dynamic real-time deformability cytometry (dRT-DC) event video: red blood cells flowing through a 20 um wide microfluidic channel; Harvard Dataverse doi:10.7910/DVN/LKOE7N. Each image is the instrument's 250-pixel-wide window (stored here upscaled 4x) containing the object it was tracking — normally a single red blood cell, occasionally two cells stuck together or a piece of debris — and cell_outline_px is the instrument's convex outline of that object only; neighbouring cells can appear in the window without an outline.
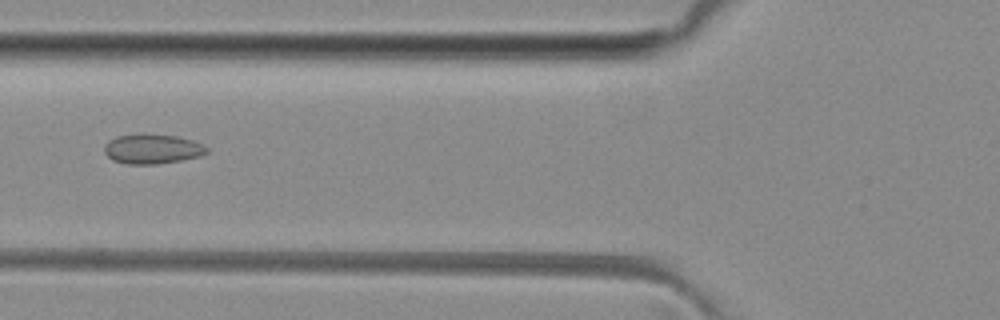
{"species": "common noctule bat (a hibernating species)", "species_latin": "Nyctalus noctula", "temperature_condition": "room temperature", "stored_images_in_passage": 50, "camera_frame_rate_fps": 3000, "um_per_image_px": 0.085, "animal": {"sex": "female", "body_mass_g": 29.2, "forearm_length_mm": 56.3}, "frame": {"image": 1, "passage_image": 19, "time_ms": 6.0, "image_size_px": [1000, 320], "cell_outline_px": [[208, 152], [200, 156], [180, 160], [156, 164], [128, 164], [112, 160], [104, 152], [104, 144], [108, 140], [116, 136], [140, 132], [176, 136], [192, 140], [204, 144], [208, 148]], "centroid_in_image_um": [12.92, 12.63], "position_along_channel_um": 112.9, "area_um2": 18.09}}
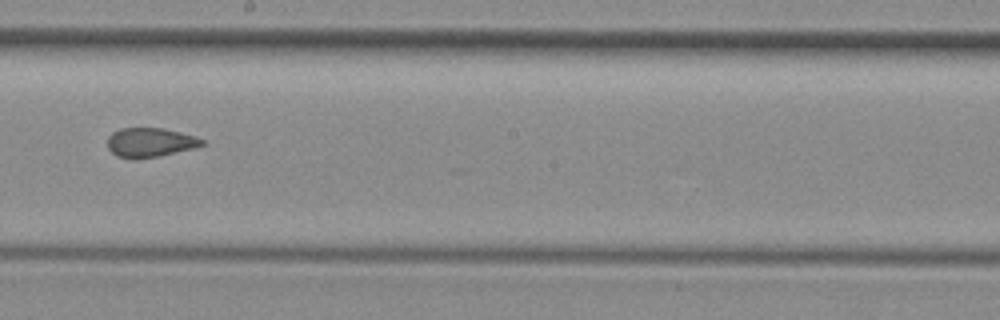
{"frame": {"image": 2, "passage_image": 28, "time_ms": 9.0, "image_size_px": [1000, 320], "cell_outline_px": [[208, 144], [160, 156], [116, 156], [108, 148], [108, 136], [112, 132], [120, 128], [164, 128], [180, 132], [204, 140]], "centroid_in_image_um": [12.78, 12.06], "position_along_channel_um": 235.4, "area_um2": 15.61}}
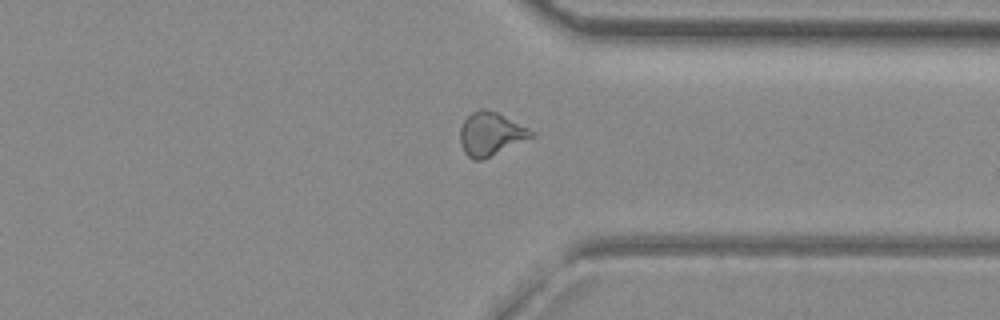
{"frame": {"image": 3, "passage_image": 38, "time_ms": 12.333, "image_size_px": [1000, 320], "cell_outline_px": [[536, 136], [480, 160], [472, 160], [464, 152], [460, 144], [460, 128], [464, 120], [472, 112], [480, 108], [484, 108], [496, 112], [536, 132]], "centroid_in_image_um": [41.7, 11.38], "position_along_channel_um": 369.7, "area_um2": 17.86}, "authors_computed_cell_mechanics": {"area_um2": 17.8602, "velocity_mm_per_s": 4.0842, "shape_relaxation_time_tau1_ms": null, "shape_relaxation_time_tau2_ms": 1.861, "deformation_change_tau1": null, "deformation_change_tau2": 0.075}}